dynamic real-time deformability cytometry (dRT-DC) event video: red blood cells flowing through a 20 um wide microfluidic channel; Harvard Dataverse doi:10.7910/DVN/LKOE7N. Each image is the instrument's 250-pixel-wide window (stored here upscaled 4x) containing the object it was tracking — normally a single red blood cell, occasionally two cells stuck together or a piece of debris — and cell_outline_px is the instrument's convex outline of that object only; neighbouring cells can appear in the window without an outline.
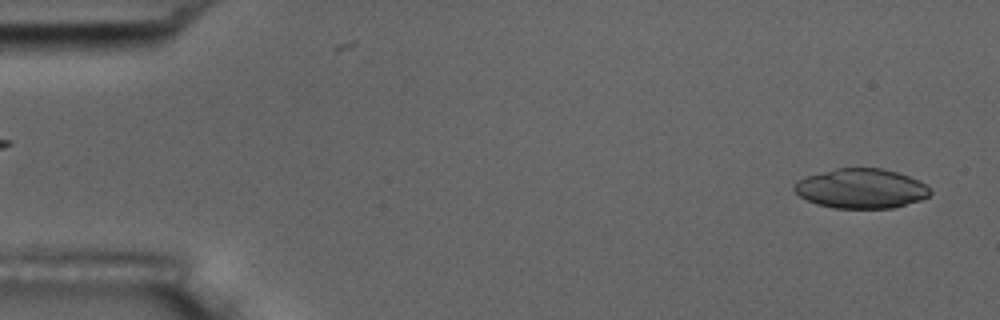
{"species": "common noctule bat (a hibernating species)", "species_latin": "Nyctalus noctula", "temperature_condition": "room temperature", "stored_images_in_passage": 6, "segment_of_instrument_passage": [2, 2], "camera_frame_rate_fps": 3000, "um_per_image_px": 0.085, "animal": {"sex": "male", "body_mass_g": 17.5, "forearm_length_mm": 52.3}, "frame": {"image": 1, "passage_image": 6, "time_ms": 6.0, "image_size_px": [1000, 320], "cell_outline_px": [[932, 192], [928, 196], [920, 200], [892, 208], [832, 208], [816, 204], [800, 196], [792, 188], [792, 184], [796, 180], [804, 176], [836, 168], [884, 168], [908, 176], [924, 184]], "centroid_in_image_um": [73.13, 16.02], "position_along_channel_um": 11.9, "area_um2": 31.44}}